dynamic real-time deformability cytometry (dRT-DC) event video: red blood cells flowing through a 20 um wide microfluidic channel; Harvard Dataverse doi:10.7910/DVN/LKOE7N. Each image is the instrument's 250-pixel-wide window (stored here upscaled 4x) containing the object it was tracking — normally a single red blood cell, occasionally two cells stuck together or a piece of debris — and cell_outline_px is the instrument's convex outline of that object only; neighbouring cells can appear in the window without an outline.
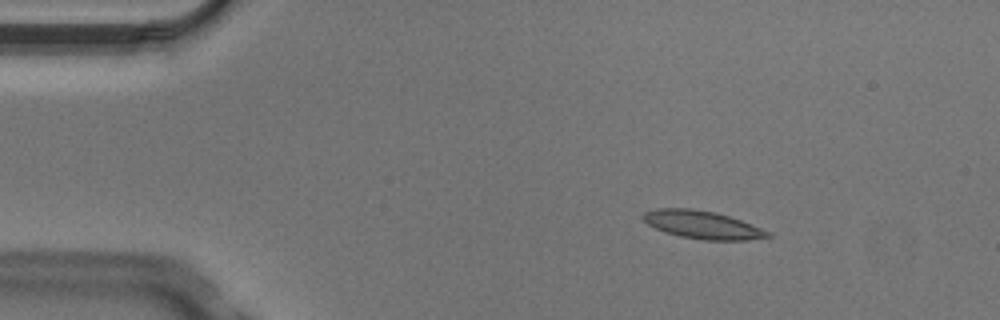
{"species": "Egyptian fruit bat (a non-hibernating species)", "species_latin": "Rousettus aegyptiacus", "temperature_condition": "cold", "stored_images_in_passage": 4, "camera_frame_rate_fps": 3000, "um_per_image_px": 0.085, "animal": {"sex": "male"}, "frame": {"image": 1, "passage_image": 2, "time_ms": 0.333, "image_size_px": [1000, 320], "cell_outline_px": [[772, 236], [748, 240], [704, 240], [680, 236], [664, 232], [648, 224], [644, 220], [644, 212], [656, 208], [692, 208], [716, 212], [752, 224], [772, 232]], "centroid_in_image_um": [59.74, 19.1], "position_along_channel_um": 25.3, "area_um2": 20.29}}